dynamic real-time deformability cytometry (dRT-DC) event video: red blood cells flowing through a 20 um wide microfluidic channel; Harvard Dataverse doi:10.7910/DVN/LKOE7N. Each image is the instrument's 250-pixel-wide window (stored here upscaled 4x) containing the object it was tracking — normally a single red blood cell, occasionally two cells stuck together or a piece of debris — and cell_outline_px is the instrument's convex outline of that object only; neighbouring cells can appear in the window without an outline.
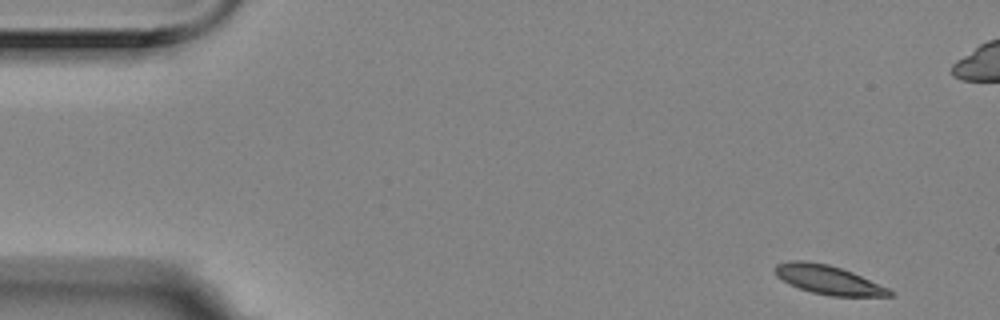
{"species": "Egyptian fruit bat (a non-hibernating species)", "species_latin": "Rousettus aegyptiacus", "temperature_condition": "room temperature", "stored_images_in_passage": 2, "camera_frame_rate_fps": 3000, "um_per_image_px": 0.085, "animal": {"sex": "female"}, "frame": {"image": 1, "passage_image": 1, "time_ms": 0.0, "image_size_px": [1000, 320], "cell_outline_px": [[892, 296], [832, 296], [812, 292], [788, 284], [776, 276], [772, 268], [776, 264], [792, 260], [804, 260], [828, 264], [852, 272], [888, 288], [892, 292]], "centroid_in_image_um": [70.34, 23.77], "position_along_channel_um": 14.7, "area_um2": 19.25}}